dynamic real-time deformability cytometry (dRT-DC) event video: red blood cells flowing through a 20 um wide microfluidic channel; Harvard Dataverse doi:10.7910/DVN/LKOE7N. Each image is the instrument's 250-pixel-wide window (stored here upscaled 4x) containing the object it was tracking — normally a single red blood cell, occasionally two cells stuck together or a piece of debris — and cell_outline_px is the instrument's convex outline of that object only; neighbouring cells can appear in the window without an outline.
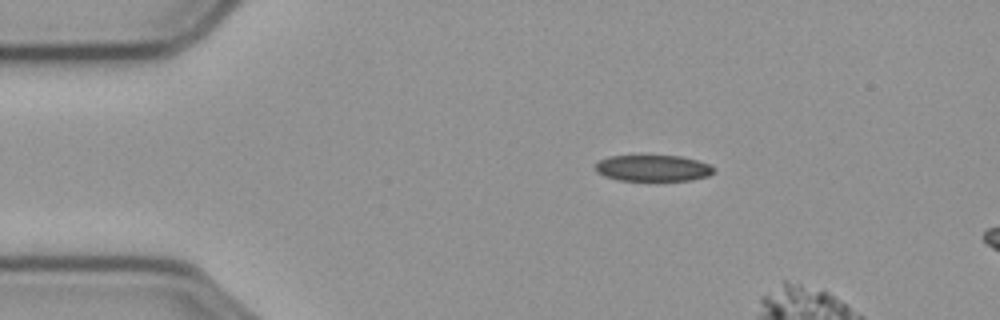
{"species": "common noctule bat (a hibernating species)", "species_latin": "Nyctalus noctula", "temperature_condition": "cold", "stored_images_in_passage": 8, "camera_frame_rate_fps": 3000, "um_per_image_px": 0.085, "animal": {"sex": "male", "body_mass_g": 23.1, "forearm_length_mm": 52.7}, "frame": {"image": 1, "passage_image": 1, "time_ms": 0.0, "image_size_px": [1000, 320], "cell_outline_px": [[716, 172], [708, 176], [692, 180], [616, 180], [604, 176], [596, 172], [596, 164], [600, 160], [608, 156], [680, 156], [696, 160], [708, 164], [716, 168]], "centroid_in_image_um": [55.52, 14.3], "position_along_channel_um": 29.5, "area_um2": 18.09}}